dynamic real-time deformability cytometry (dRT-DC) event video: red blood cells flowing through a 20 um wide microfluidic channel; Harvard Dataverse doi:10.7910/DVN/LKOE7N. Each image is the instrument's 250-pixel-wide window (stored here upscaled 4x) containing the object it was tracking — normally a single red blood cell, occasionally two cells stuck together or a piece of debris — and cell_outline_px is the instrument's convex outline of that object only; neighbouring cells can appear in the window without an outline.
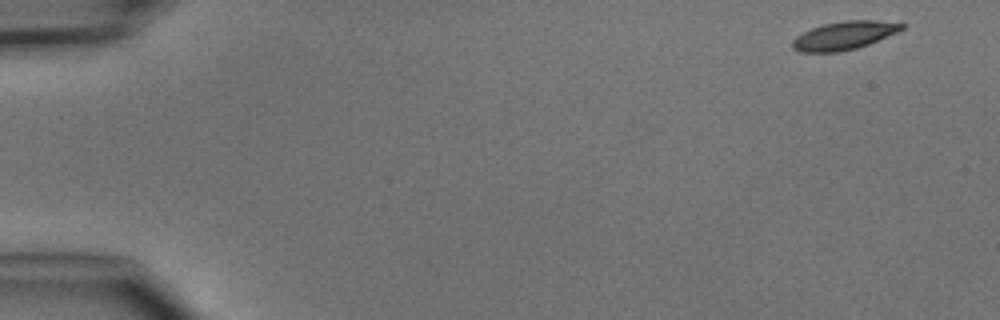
{"species": "common noctule bat (a hibernating species)", "species_latin": "Nyctalus noctula", "temperature_condition": "cold", "stored_images_in_passage": 7, "camera_frame_rate_fps": 3000, "um_per_image_px": 0.085, "animal": {"sex": "male", "body_mass_g": 15.6}, "frame": {"image": 1, "passage_image": 1, "time_ms": 0.0, "image_size_px": [1000, 320], "cell_outline_px": [[908, 24], [904, 28], [896, 32], [868, 44], [856, 48], [840, 52], [800, 52], [792, 48], [792, 40], [796, 36], [812, 28], [824, 24], [844, 20], [876, 20]], "centroid_in_image_um": [71.74, 3.01], "position_along_channel_um": 13.3, "area_um2": 17.92}}
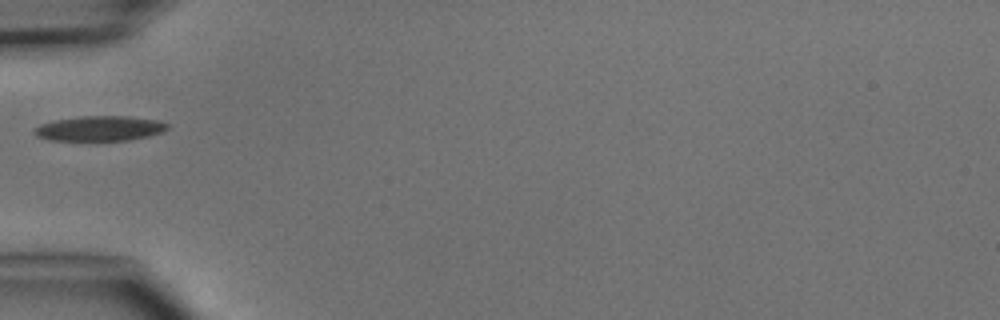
{"frame": {"image": 2, "passage_image": 5, "time_ms": 4.667, "image_size_px": [1000, 320], "cell_outline_px": [[168, 128], [160, 132], [148, 136], [128, 140], [96, 144], [48, 140], [36, 136], [32, 132], [40, 124], [56, 120], [80, 116], [128, 116], [156, 120], [168, 124]], "centroid_in_image_um": [8.4, 10.98], "position_along_channel_um": 76.6, "area_um2": 20.35}}
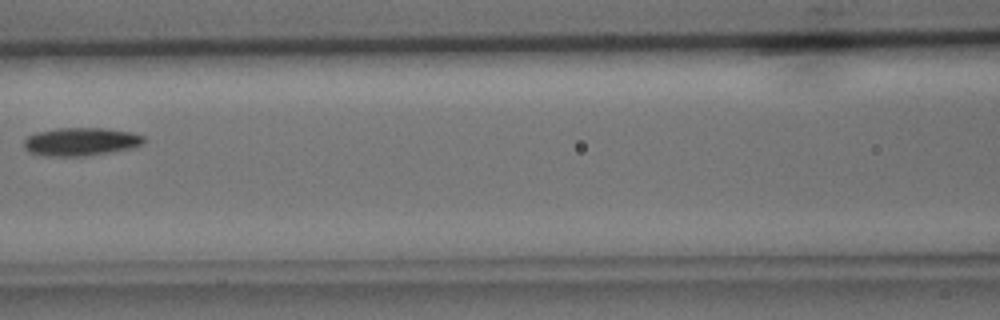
{"frame": {"image": 3, "passage_image": 7, "time_ms": 6.667, "image_size_px": [1000, 320], "cell_outline_px": [[144, 144], [132, 148], [112, 152], [84, 156], [44, 156], [28, 152], [24, 148], [24, 140], [28, 136], [36, 132], [56, 128], [104, 128], [132, 132], [144, 136]], "centroid_in_image_um": [6.87, 12.04], "position_along_channel_um": 159.7, "area_um2": 19.88}}